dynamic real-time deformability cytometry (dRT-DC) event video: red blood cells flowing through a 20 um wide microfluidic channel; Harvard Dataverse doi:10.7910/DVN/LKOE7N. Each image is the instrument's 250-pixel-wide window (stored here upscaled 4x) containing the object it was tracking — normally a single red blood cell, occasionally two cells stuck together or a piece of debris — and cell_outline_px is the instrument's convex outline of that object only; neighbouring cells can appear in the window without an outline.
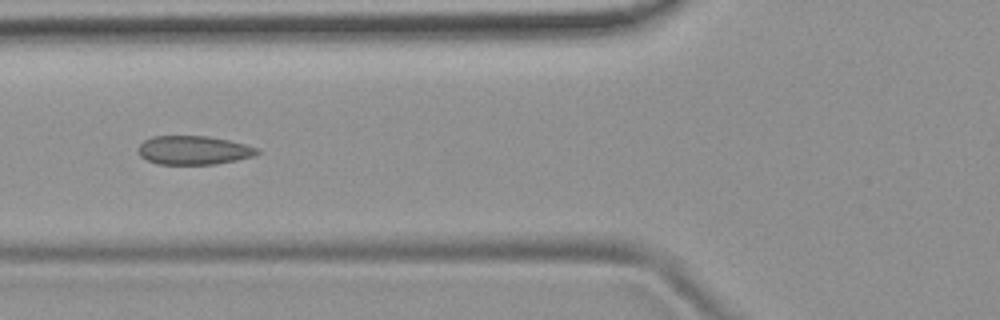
{"species": "common noctule bat (a hibernating species)", "species_latin": "Nyctalus noctula", "temperature_condition": "room temperature", "stored_images_in_passage": 7, "camera_frame_rate_fps": 3000, "um_per_image_px": 0.085, "animal": {"sex": "female", "body_mass_g": 19.9}, "frame": {"image": 1, "passage_image": 6, "time_ms": 6.0, "image_size_px": [1000, 320], "cell_outline_px": [[260, 152], [256, 156], [216, 164], [156, 164], [140, 156], [136, 148], [144, 140], [152, 136], [208, 136], [228, 140], [260, 148]], "centroid_in_image_um": [16.46, 12.77], "position_along_channel_um": 109.3, "area_um2": 20.11}}
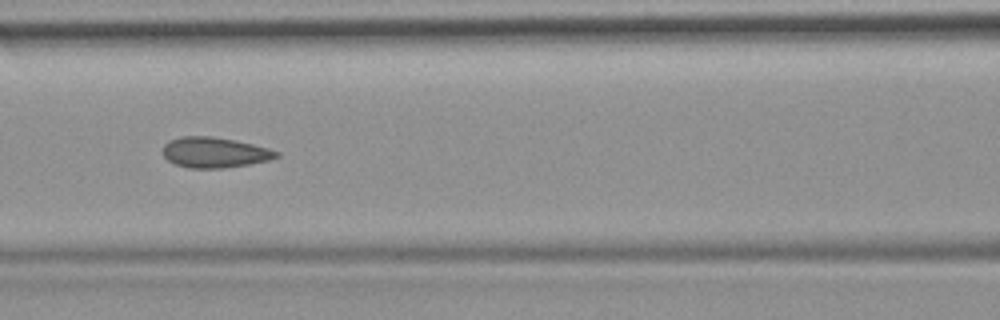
{"frame": {"image": 2, "passage_image": 7, "time_ms": 7.0, "image_size_px": [1000, 320], "cell_outline_px": [[280, 156], [268, 160], [248, 164], [224, 168], [188, 168], [176, 164], [168, 160], [164, 156], [164, 144], [168, 140], [180, 136], [208, 136], [232, 140], [252, 144], [268, 148], [280, 152]], "centroid_in_image_um": [18.23, 12.96], "position_along_channel_um": 148.4, "area_um2": 20.0}}